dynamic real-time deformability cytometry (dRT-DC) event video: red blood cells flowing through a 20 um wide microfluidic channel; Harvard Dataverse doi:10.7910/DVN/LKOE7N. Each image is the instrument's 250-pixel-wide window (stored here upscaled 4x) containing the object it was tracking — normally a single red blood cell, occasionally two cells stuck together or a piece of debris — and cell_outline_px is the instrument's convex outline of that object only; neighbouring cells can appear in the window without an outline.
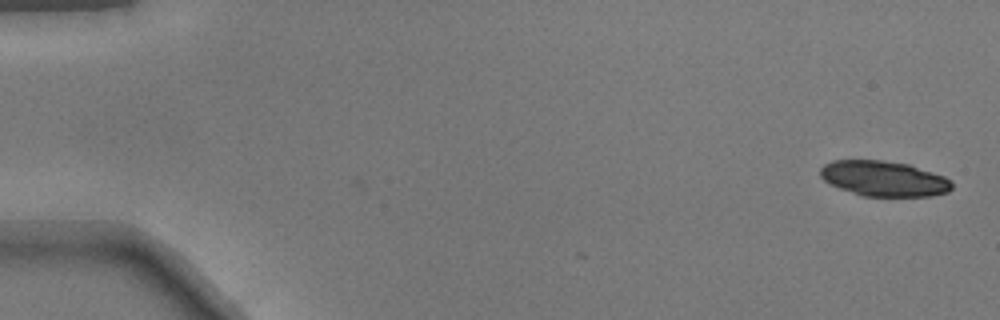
{"species": "common noctule bat (a hibernating species)", "species_latin": "Nyctalus noctula", "temperature_condition": "warm", "stored_images_in_passage": 2, "camera_frame_rate_fps": 3000, "um_per_image_px": 0.085, "animal": {"sex": "male", "body_mass_g": 17.9}, "frame": {"image": 1, "passage_image": 2, "time_ms": 0.333, "image_size_px": [1000, 320], "cell_outline_px": [[952, 188], [948, 192], [932, 196], [864, 196], [840, 188], [824, 180], [820, 176], [820, 168], [824, 164], [832, 160], [884, 160], [908, 164], [944, 176], [952, 180]], "centroid_in_image_um": [75.14, 15.17], "position_along_channel_um": 9.9, "area_um2": 27.05}}